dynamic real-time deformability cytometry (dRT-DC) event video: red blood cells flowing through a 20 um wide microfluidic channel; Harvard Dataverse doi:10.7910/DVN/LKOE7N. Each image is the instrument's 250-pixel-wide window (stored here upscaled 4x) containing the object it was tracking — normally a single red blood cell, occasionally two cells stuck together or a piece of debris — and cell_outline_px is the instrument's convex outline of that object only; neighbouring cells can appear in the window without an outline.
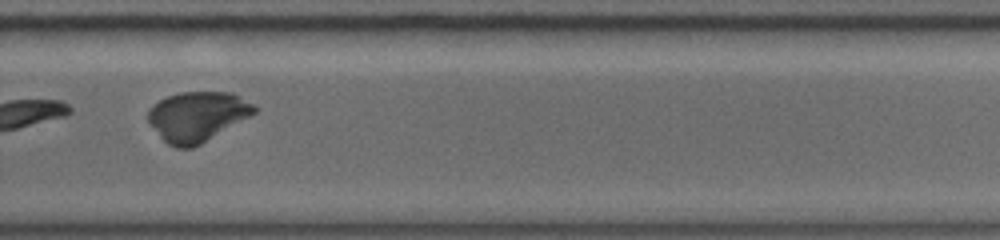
{"species": "common noctule bat (a hibernating species)", "species_latin": "Nyctalus noctula", "temperature_condition": "warm", "stored_images_in_passage": 12, "camera_frame_rate_fps": 5000, "um_per_image_px": 0.085, "animal": {"sex": "female", "body_mass_g": 19.0, "forearm_length_mm": 56.7}, "frame": {"image": 1, "passage_image": 9, "time_ms": 6.2, "image_size_px": [1000, 240], "cell_outline_px": [[260, 108], [256, 112], [200, 144], [192, 148], [176, 148], [168, 144], [160, 136], [148, 120], [148, 108], [152, 104], [168, 96], [180, 92], [232, 92], [256, 104]], "centroid_in_image_um": [16.79, 9.88], "position_along_channel_um": 313.0, "area_um2": 30.75}}